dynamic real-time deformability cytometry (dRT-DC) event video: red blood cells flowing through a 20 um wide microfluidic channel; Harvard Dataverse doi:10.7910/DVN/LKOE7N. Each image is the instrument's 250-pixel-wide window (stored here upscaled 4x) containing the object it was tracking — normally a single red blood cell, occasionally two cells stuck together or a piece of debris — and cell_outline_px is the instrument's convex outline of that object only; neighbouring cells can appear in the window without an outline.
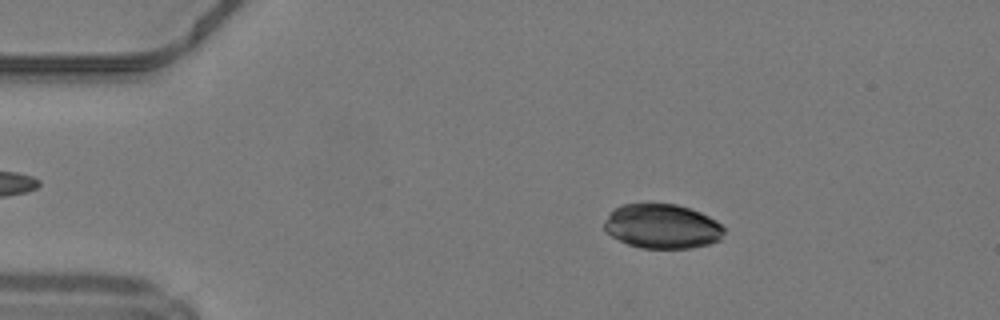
{"species": "common noctule bat (a hibernating species)", "species_latin": "Nyctalus noctula", "temperature_condition": "warm", "stored_images_in_passage": 43, "camera_frame_rate_fps": 3000, "um_per_image_px": 0.085, "animal": {"sex": "male", "body_mass_g": 19.2, "forearm_length_mm": 51.8}, "frame": {"image": 1, "passage_image": 8, "time_ms": 2.333, "image_size_px": [1000, 320], "cell_outline_px": [[724, 232], [720, 240], [708, 244], [692, 248], [640, 248], [628, 244], [612, 236], [604, 228], [604, 220], [620, 204], [676, 204], [692, 208], [716, 220], [724, 228]], "centroid_in_image_um": [56.31, 19.24], "position_along_channel_um": 28.7, "area_um2": 30.98}}
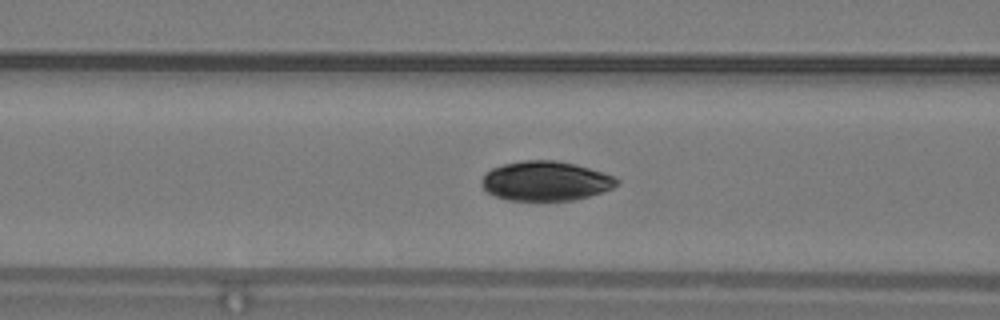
{"frame": {"image": 2, "passage_image": 19, "time_ms": 6.0, "image_size_px": [1000, 320], "cell_outline_px": [[620, 184], [612, 188], [576, 200], [508, 200], [496, 196], [488, 192], [480, 184], [484, 176], [492, 168], [504, 164], [524, 160], [552, 160], [576, 164], [612, 176], [620, 180]], "centroid_in_image_um": [46.38, 15.38], "position_along_channel_um": 120.2, "area_um2": 30.81}}